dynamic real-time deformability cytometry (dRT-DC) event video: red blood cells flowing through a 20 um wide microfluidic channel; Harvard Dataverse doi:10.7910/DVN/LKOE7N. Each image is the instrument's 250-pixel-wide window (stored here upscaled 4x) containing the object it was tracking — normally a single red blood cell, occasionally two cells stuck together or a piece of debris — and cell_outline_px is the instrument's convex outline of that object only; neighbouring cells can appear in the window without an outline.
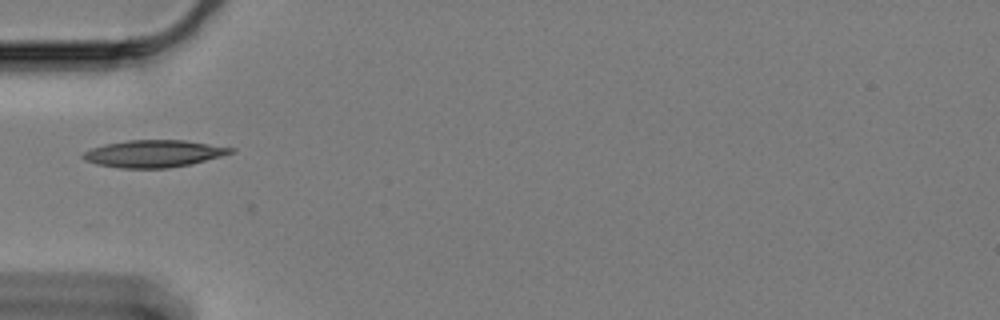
{"species": "Egyptian fruit bat (a non-hibernating species)", "species_latin": "Rousettus aegyptiacus", "temperature_condition": "cold", "stored_images_in_passage": 37, "camera_frame_rate_fps": 3000, "um_per_image_px": 0.085, "animal": {"sex": "female"}, "frame": {"image": 1, "passage_image": 5, "time_ms": 1.333, "image_size_px": [1000, 320], "cell_outline_px": [[236, 152], [192, 164], [168, 168], [120, 168], [96, 164], [84, 160], [80, 156], [84, 152], [92, 148], [104, 144], [128, 140], [184, 140], [236, 148]], "centroid_in_image_um": [13.08, 13.06], "position_along_channel_um": 71.9, "area_um2": 23.52}}